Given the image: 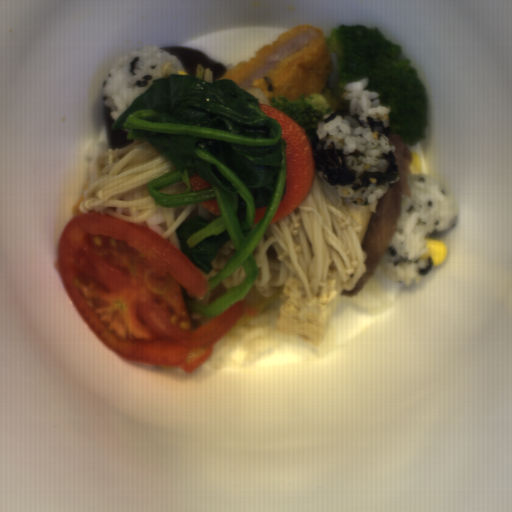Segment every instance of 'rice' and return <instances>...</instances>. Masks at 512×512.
<instances>
[{
  "label": "rice",
  "mask_w": 512,
  "mask_h": 512,
  "mask_svg": "<svg viewBox=\"0 0 512 512\" xmlns=\"http://www.w3.org/2000/svg\"><path fill=\"white\" fill-rule=\"evenodd\" d=\"M368 86V77L344 84L339 97L347 107L316 120L312 143L316 170L337 196L360 199L375 214L389 185L400 180V167L389 135L391 106Z\"/></svg>",
  "instance_id": "1"
},
{
  "label": "rice",
  "mask_w": 512,
  "mask_h": 512,
  "mask_svg": "<svg viewBox=\"0 0 512 512\" xmlns=\"http://www.w3.org/2000/svg\"><path fill=\"white\" fill-rule=\"evenodd\" d=\"M410 192L402 195L396 229L380 260L391 282L419 284L431 271V260L421 259L426 236L451 229L461 215L459 202L439 177L424 173L408 174Z\"/></svg>",
  "instance_id": "2"
},
{
  "label": "rice",
  "mask_w": 512,
  "mask_h": 512,
  "mask_svg": "<svg viewBox=\"0 0 512 512\" xmlns=\"http://www.w3.org/2000/svg\"><path fill=\"white\" fill-rule=\"evenodd\" d=\"M283 287H274L273 294L264 298L253 284L244 300L254 310L253 316L238 320L212 346L204 364L211 367H230L247 364L253 358L274 352L291 344L295 337L277 331L276 313Z\"/></svg>",
  "instance_id": "3"
},
{
  "label": "rice",
  "mask_w": 512,
  "mask_h": 512,
  "mask_svg": "<svg viewBox=\"0 0 512 512\" xmlns=\"http://www.w3.org/2000/svg\"><path fill=\"white\" fill-rule=\"evenodd\" d=\"M165 63L184 70L180 58L158 44L132 49L114 63L101 84V96L111 119L116 122L152 86V80L164 77Z\"/></svg>",
  "instance_id": "4"
},
{
  "label": "rice",
  "mask_w": 512,
  "mask_h": 512,
  "mask_svg": "<svg viewBox=\"0 0 512 512\" xmlns=\"http://www.w3.org/2000/svg\"><path fill=\"white\" fill-rule=\"evenodd\" d=\"M106 150H111L109 143L106 141H99L91 143L88 152L90 158L89 164V181L90 186L99 178L100 164L99 160Z\"/></svg>",
  "instance_id": "5"
},
{
  "label": "rice",
  "mask_w": 512,
  "mask_h": 512,
  "mask_svg": "<svg viewBox=\"0 0 512 512\" xmlns=\"http://www.w3.org/2000/svg\"><path fill=\"white\" fill-rule=\"evenodd\" d=\"M145 221L149 228L161 237L166 225V220L161 207L157 205L156 211Z\"/></svg>",
  "instance_id": "6"
}]
</instances>
